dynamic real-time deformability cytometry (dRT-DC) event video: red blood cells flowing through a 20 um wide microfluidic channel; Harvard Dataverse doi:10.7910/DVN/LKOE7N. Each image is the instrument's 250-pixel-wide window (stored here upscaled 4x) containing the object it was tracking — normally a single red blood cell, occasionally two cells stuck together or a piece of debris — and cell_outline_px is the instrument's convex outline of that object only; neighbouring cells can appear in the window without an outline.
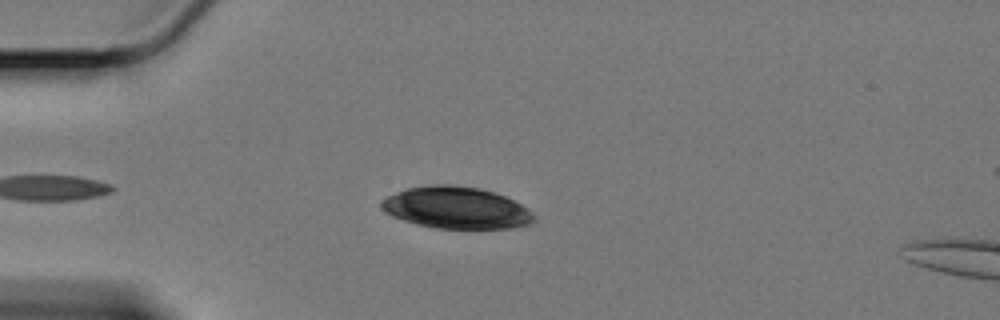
{"species": "Egyptian fruit bat (a non-hibernating species)", "species_latin": "Rousettus aegyptiacus", "temperature_condition": "cold", "stored_images_in_passage": 47, "camera_frame_rate_fps": 3000, "um_per_image_px": 0.085, "animal": {"sex": "female"}, "frame": {"image": 1, "passage_image": 7, "time_ms": 2.0, "image_size_px": [1000, 320], "cell_outline_px": [[536, 220], [528, 224], [512, 228], [436, 228], [416, 224], [392, 216], [384, 212], [380, 208], [380, 204], [388, 196], [396, 192], [408, 188], [436, 184], [452, 184], [480, 188], [504, 196], [520, 204], [532, 212], [536, 216]], "centroid_in_image_um": [38.77, 17.66], "position_along_channel_um": 46.2, "area_um2": 36.99}}